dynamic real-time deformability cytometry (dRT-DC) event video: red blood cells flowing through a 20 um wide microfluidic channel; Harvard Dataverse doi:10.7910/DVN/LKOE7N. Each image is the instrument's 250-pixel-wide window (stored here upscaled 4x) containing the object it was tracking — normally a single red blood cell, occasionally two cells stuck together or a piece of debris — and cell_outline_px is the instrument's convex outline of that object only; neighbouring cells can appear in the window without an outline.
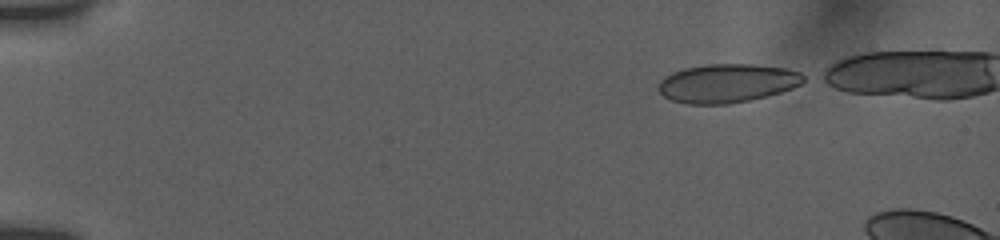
{"species": "human", "species_latin": "Homo sapiens", "temperature_condition": "room temperature", "stored_images_in_passage": 5, "camera_frame_rate_fps": 3000, "um_per_image_px": 0.085, "donor": {"sex": "female"}, "frame": {"image": 1, "passage_image": 1, "time_ms": 0.0, "image_size_px": [1000, 240], "cell_outline_px": [[808, 80], [792, 88], [780, 92], [748, 100], [728, 104], [688, 104], [672, 100], [664, 96], [660, 92], [660, 80], [664, 76], [672, 72], [684, 68], [704, 64], [752, 64], [788, 68], [800, 72], [808, 76]], "centroid_in_image_um": [61.85, 7.06], "position_along_channel_um": 23.1, "area_um2": 32.83}}